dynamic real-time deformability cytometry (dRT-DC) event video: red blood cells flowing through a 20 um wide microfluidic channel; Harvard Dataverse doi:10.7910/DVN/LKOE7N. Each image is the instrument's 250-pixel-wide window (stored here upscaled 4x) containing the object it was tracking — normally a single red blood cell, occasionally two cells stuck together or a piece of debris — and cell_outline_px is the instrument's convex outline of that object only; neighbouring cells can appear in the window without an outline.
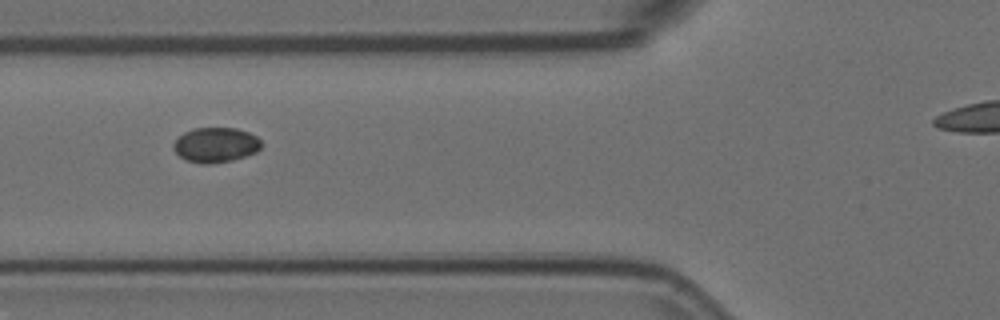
{"species": "Egyptian fruit bat (a non-hibernating species)", "species_latin": "Rousettus aegyptiacus", "temperature_condition": "room temperature", "stored_images_in_passage": 10, "segment_of_instrument_passage": [1, 2], "camera_frame_rate_fps": 3000, "um_per_image_px": 0.085, "animal": {"sex": "female"}, "frame": {"image": 1, "passage_image": 4, "time_ms": 1.0, "image_size_px": [1000, 320], "cell_outline_px": [[260, 148], [256, 152], [232, 160], [208, 164], [200, 164], [184, 160], [172, 148], [172, 144], [184, 132], [192, 128], [236, 128], [248, 132], [256, 136], [260, 140]], "centroid_in_image_um": [18.3, 12.32], "position_along_channel_um": 107.5, "area_um2": 17.86}}
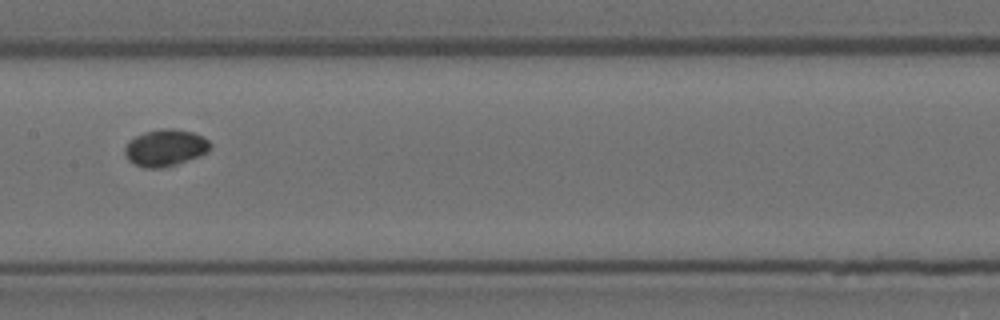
{"frame": {"image": 2, "passage_image": 6, "time_ms": 1.667, "image_size_px": [1000, 320], "cell_outline_px": [[212, 148], [208, 152], [160, 168], [144, 168], [128, 160], [124, 152], [124, 148], [128, 140], [144, 132], [160, 128], [172, 128], [192, 132], [204, 136], [212, 144]], "centroid_in_image_um": [14.04, 12.53], "position_along_channel_um": 193.4, "area_um2": 18.21}}
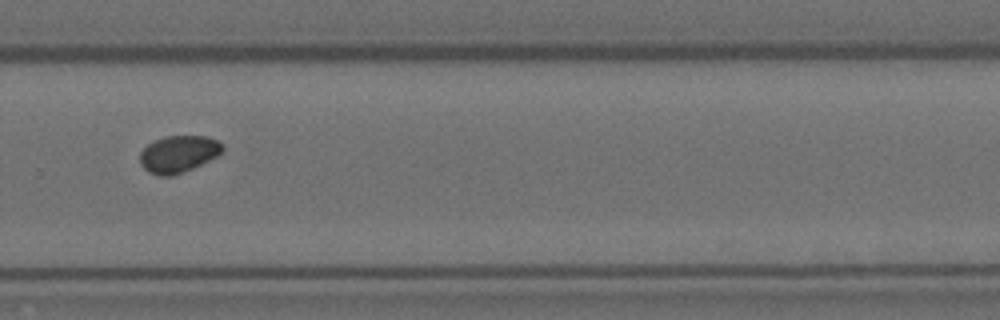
{"frame": {"image": 3, "passage_image": 9, "time_ms": 2.667, "image_size_px": [1000, 320], "cell_outline_px": [[224, 152], [192, 168], [172, 176], [160, 176], [148, 172], [140, 164], [140, 152], [148, 144], [164, 136], [208, 136], [224, 144]], "centroid_in_image_um": [15.17, 13.08], "position_along_channel_um": 314.6, "area_um2": 17.74}}